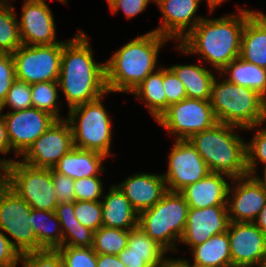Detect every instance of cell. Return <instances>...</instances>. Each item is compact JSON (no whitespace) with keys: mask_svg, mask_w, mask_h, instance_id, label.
Returning <instances> with one entry per match:
<instances>
[{"mask_svg":"<svg viewBox=\"0 0 266 267\" xmlns=\"http://www.w3.org/2000/svg\"><path fill=\"white\" fill-rule=\"evenodd\" d=\"M193 264L202 267H232L228 231L211 236L207 241L191 248Z\"/></svg>","mask_w":266,"mask_h":267,"instance_id":"cell-26","label":"cell"},{"mask_svg":"<svg viewBox=\"0 0 266 267\" xmlns=\"http://www.w3.org/2000/svg\"><path fill=\"white\" fill-rule=\"evenodd\" d=\"M239 57L246 62L266 68V32L251 18L244 25Z\"/></svg>","mask_w":266,"mask_h":267,"instance_id":"cell-30","label":"cell"},{"mask_svg":"<svg viewBox=\"0 0 266 267\" xmlns=\"http://www.w3.org/2000/svg\"><path fill=\"white\" fill-rule=\"evenodd\" d=\"M97 267H126L117 255L97 254Z\"/></svg>","mask_w":266,"mask_h":267,"instance_id":"cell-47","label":"cell"},{"mask_svg":"<svg viewBox=\"0 0 266 267\" xmlns=\"http://www.w3.org/2000/svg\"><path fill=\"white\" fill-rule=\"evenodd\" d=\"M103 226L131 230L138 225L139 213L117 185H112L101 200Z\"/></svg>","mask_w":266,"mask_h":267,"instance_id":"cell-24","label":"cell"},{"mask_svg":"<svg viewBox=\"0 0 266 267\" xmlns=\"http://www.w3.org/2000/svg\"><path fill=\"white\" fill-rule=\"evenodd\" d=\"M58 1H60V2H62V3H65V4H67L66 2H67V0H58Z\"/></svg>","mask_w":266,"mask_h":267,"instance_id":"cell-57","label":"cell"},{"mask_svg":"<svg viewBox=\"0 0 266 267\" xmlns=\"http://www.w3.org/2000/svg\"><path fill=\"white\" fill-rule=\"evenodd\" d=\"M253 223L266 234V202Z\"/></svg>","mask_w":266,"mask_h":267,"instance_id":"cell-51","label":"cell"},{"mask_svg":"<svg viewBox=\"0 0 266 267\" xmlns=\"http://www.w3.org/2000/svg\"><path fill=\"white\" fill-rule=\"evenodd\" d=\"M117 186L138 213L152 208L167 191L162 174L136 173Z\"/></svg>","mask_w":266,"mask_h":267,"instance_id":"cell-20","label":"cell"},{"mask_svg":"<svg viewBox=\"0 0 266 267\" xmlns=\"http://www.w3.org/2000/svg\"><path fill=\"white\" fill-rule=\"evenodd\" d=\"M21 254L12 245V239L0 229V267H16Z\"/></svg>","mask_w":266,"mask_h":267,"instance_id":"cell-44","label":"cell"},{"mask_svg":"<svg viewBox=\"0 0 266 267\" xmlns=\"http://www.w3.org/2000/svg\"><path fill=\"white\" fill-rule=\"evenodd\" d=\"M260 125L262 124L246 128V130H257L250 143H246L247 170L251 176L255 174L258 162H262L266 166V128L260 130L258 129Z\"/></svg>","mask_w":266,"mask_h":267,"instance_id":"cell-34","label":"cell"},{"mask_svg":"<svg viewBox=\"0 0 266 267\" xmlns=\"http://www.w3.org/2000/svg\"><path fill=\"white\" fill-rule=\"evenodd\" d=\"M112 1H114V0H107L108 5H109Z\"/></svg>","mask_w":266,"mask_h":267,"instance_id":"cell-58","label":"cell"},{"mask_svg":"<svg viewBox=\"0 0 266 267\" xmlns=\"http://www.w3.org/2000/svg\"><path fill=\"white\" fill-rule=\"evenodd\" d=\"M106 158L107 156L100 152L73 147L52 169L74 180L99 176L101 171L105 170L102 162Z\"/></svg>","mask_w":266,"mask_h":267,"instance_id":"cell-23","label":"cell"},{"mask_svg":"<svg viewBox=\"0 0 266 267\" xmlns=\"http://www.w3.org/2000/svg\"><path fill=\"white\" fill-rule=\"evenodd\" d=\"M202 0H155L162 21L161 26L152 30L170 40L180 42L205 17L196 16Z\"/></svg>","mask_w":266,"mask_h":267,"instance_id":"cell-18","label":"cell"},{"mask_svg":"<svg viewBox=\"0 0 266 267\" xmlns=\"http://www.w3.org/2000/svg\"><path fill=\"white\" fill-rule=\"evenodd\" d=\"M263 178L260 176H256V173L254 175H252L261 185L262 187L266 190V166L264 167L263 170Z\"/></svg>","mask_w":266,"mask_h":267,"instance_id":"cell-53","label":"cell"},{"mask_svg":"<svg viewBox=\"0 0 266 267\" xmlns=\"http://www.w3.org/2000/svg\"><path fill=\"white\" fill-rule=\"evenodd\" d=\"M189 205L180 192L166 191L152 208L139 213L138 226L167 252L184 234Z\"/></svg>","mask_w":266,"mask_h":267,"instance_id":"cell-6","label":"cell"},{"mask_svg":"<svg viewBox=\"0 0 266 267\" xmlns=\"http://www.w3.org/2000/svg\"><path fill=\"white\" fill-rule=\"evenodd\" d=\"M166 253L137 225L129 230L128 245L117 256L126 267H155Z\"/></svg>","mask_w":266,"mask_h":267,"instance_id":"cell-22","label":"cell"},{"mask_svg":"<svg viewBox=\"0 0 266 267\" xmlns=\"http://www.w3.org/2000/svg\"><path fill=\"white\" fill-rule=\"evenodd\" d=\"M10 143L7 137L6 124L3 117V114L0 110V153L7 154L10 153Z\"/></svg>","mask_w":266,"mask_h":267,"instance_id":"cell-48","label":"cell"},{"mask_svg":"<svg viewBox=\"0 0 266 267\" xmlns=\"http://www.w3.org/2000/svg\"><path fill=\"white\" fill-rule=\"evenodd\" d=\"M236 85L250 88L266 100V68L246 62L240 57L229 63L220 74Z\"/></svg>","mask_w":266,"mask_h":267,"instance_id":"cell-27","label":"cell"},{"mask_svg":"<svg viewBox=\"0 0 266 267\" xmlns=\"http://www.w3.org/2000/svg\"><path fill=\"white\" fill-rule=\"evenodd\" d=\"M156 122L175 135V140H188L218 123L210 101L188 97L171 104Z\"/></svg>","mask_w":266,"mask_h":267,"instance_id":"cell-11","label":"cell"},{"mask_svg":"<svg viewBox=\"0 0 266 267\" xmlns=\"http://www.w3.org/2000/svg\"><path fill=\"white\" fill-rule=\"evenodd\" d=\"M75 217L83 226L92 231L103 226L101 201H74Z\"/></svg>","mask_w":266,"mask_h":267,"instance_id":"cell-36","label":"cell"},{"mask_svg":"<svg viewBox=\"0 0 266 267\" xmlns=\"http://www.w3.org/2000/svg\"><path fill=\"white\" fill-rule=\"evenodd\" d=\"M229 223L227 205L189 208L185 231L180 242L191 249L204 243L211 236L226 232Z\"/></svg>","mask_w":266,"mask_h":267,"instance_id":"cell-19","label":"cell"},{"mask_svg":"<svg viewBox=\"0 0 266 267\" xmlns=\"http://www.w3.org/2000/svg\"><path fill=\"white\" fill-rule=\"evenodd\" d=\"M227 231L232 267H262L266 234L253 222H230Z\"/></svg>","mask_w":266,"mask_h":267,"instance_id":"cell-15","label":"cell"},{"mask_svg":"<svg viewBox=\"0 0 266 267\" xmlns=\"http://www.w3.org/2000/svg\"><path fill=\"white\" fill-rule=\"evenodd\" d=\"M11 150L21 157L57 120L35 107L3 114Z\"/></svg>","mask_w":266,"mask_h":267,"instance_id":"cell-13","label":"cell"},{"mask_svg":"<svg viewBox=\"0 0 266 267\" xmlns=\"http://www.w3.org/2000/svg\"><path fill=\"white\" fill-rule=\"evenodd\" d=\"M250 18L266 32V14L249 10Z\"/></svg>","mask_w":266,"mask_h":267,"instance_id":"cell-50","label":"cell"},{"mask_svg":"<svg viewBox=\"0 0 266 267\" xmlns=\"http://www.w3.org/2000/svg\"><path fill=\"white\" fill-rule=\"evenodd\" d=\"M30 224L42 250H57L63 246V232L55 211L31 209Z\"/></svg>","mask_w":266,"mask_h":267,"instance_id":"cell-29","label":"cell"},{"mask_svg":"<svg viewBox=\"0 0 266 267\" xmlns=\"http://www.w3.org/2000/svg\"><path fill=\"white\" fill-rule=\"evenodd\" d=\"M18 27L23 45H53L57 41L56 26L45 0H25Z\"/></svg>","mask_w":266,"mask_h":267,"instance_id":"cell-17","label":"cell"},{"mask_svg":"<svg viewBox=\"0 0 266 267\" xmlns=\"http://www.w3.org/2000/svg\"><path fill=\"white\" fill-rule=\"evenodd\" d=\"M187 267H202V266L195 265L187 260Z\"/></svg>","mask_w":266,"mask_h":267,"instance_id":"cell-55","label":"cell"},{"mask_svg":"<svg viewBox=\"0 0 266 267\" xmlns=\"http://www.w3.org/2000/svg\"><path fill=\"white\" fill-rule=\"evenodd\" d=\"M169 154L168 171L162 174L168 191L180 192L211 171L188 140H175Z\"/></svg>","mask_w":266,"mask_h":267,"instance_id":"cell-12","label":"cell"},{"mask_svg":"<svg viewBox=\"0 0 266 267\" xmlns=\"http://www.w3.org/2000/svg\"><path fill=\"white\" fill-rule=\"evenodd\" d=\"M236 127L218 122L188 139L211 172L223 173L231 178L249 175L246 142L234 133Z\"/></svg>","mask_w":266,"mask_h":267,"instance_id":"cell-4","label":"cell"},{"mask_svg":"<svg viewBox=\"0 0 266 267\" xmlns=\"http://www.w3.org/2000/svg\"><path fill=\"white\" fill-rule=\"evenodd\" d=\"M168 39L149 31L129 41L105 62L108 92L131 93L150 73L156 70L158 53Z\"/></svg>","mask_w":266,"mask_h":267,"instance_id":"cell-3","label":"cell"},{"mask_svg":"<svg viewBox=\"0 0 266 267\" xmlns=\"http://www.w3.org/2000/svg\"><path fill=\"white\" fill-rule=\"evenodd\" d=\"M57 251L63 267H97V253L92 247L61 246Z\"/></svg>","mask_w":266,"mask_h":267,"instance_id":"cell-35","label":"cell"},{"mask_svg":"<svg viewBox=\"0 0 266 267\" xmlns=\"http://www.w3.org/2000/svg\"><path fill=\"white\" fill-rule=\"evenodd\" d=\"M8 1H0V54H13L21 45L17 13Z\"/></svg>","mask_w":266,"mask_h":267,"instance_id":"cell-31","label":"cell"},{"mask_svg":"<svg viewBox=\"0 0 266 267\" xmlns=\"http://www.w3.org/2000/svg\"><path fill=\"white\" fill-rule=\"evenodd\" d=\"M63 41L53 45H21L13 54L16 79L28 84L58 81Z\"/></svg>","mask_w":266,"mask_h":267,"instance_id":"cell-10","label":"cell"},{"mask_svg":"<svg viewBox=\"0 0 266 267\" xmlns=\"http://www.w3.org/2000/svg\"><path fill=\"white\" fill-rule=\"evenodd\" d=\"M155 267H187V259L162 258Z\"/></svg>","mask_w":266,"mask_h":267,"instance_id":"cell-49","label":"cell"},{"mask_svg":"<svg viewBox=\"0 0 266 267\" xmlns=\"http://www.w3.org/2000/svg\"><path fill=\"white\" fill-rule=\"evenodd\" d=\"M58 89V81L31 84L32 107L51 114L57 120L65 119L60 115Z\"/></svg>","mask_w":266,"mask_h":267,"instance_id":"cell-33","label":"cell"},{"mask_svg":"<svg viewBox=\"0 0 266 267\" xmlns=\"http://www.w3.org/2000/svg\"><path fill=\"white\" fill-rule=\"evenodd\" d=\"M262 267H266V257H265V259H264V262H263Z\"/></svg>","mask_w":266,"mask_h":267,"instance_id":"cell-56","label":"cell"},{"mask_svg":"<svg viewBox=\"0 0 266 267\" xmlns=\"http://www.w3.org/2000/svg\"><path fill=\"white\" fill-rule=\"evenodd\" d=\"M99 97L68 110L65 118L71 127L75 148L110 156L112 120Z\"/></svg>","mask_w":266,"mask_h":267,"instance_id":"cell-8","label":"cell"},{"mask_svg":"<svg viewBox=\"0 0 266 267\" xmlns=\"http://www.w3.org/2000/svg\"><path fill=\"white\" fill-rule=\"evenodd\" d=\"M6 106L11 108L12 111H20L31 108V85L16 79L8 91L5 101L0 106V110H4V107Z\"/></svg>","mask_w":266,"mask_h":267,"instance_id":"cell-37","label":"cell"},{"mask_svg":"<svg viewBox=\"0 0 266 267\" xmlns=\"http://www.w3.org/2000/svg\"><path fill=\"white\" fill-rule=\"evenodd\" d=\"M144 104L157 121L167 110L166 94L163 88V67L150 73L132 92Z\"/></svg>","mask_w":266,"mask_h":267,"instance_id":"cell-28","label":"cell"},{"mask_svg":"<svg viewBox=\"0 0 266 267\" xmlns=\"http://www.w3.org/2000/svg\"><path fill=\"white\" fill-rule=\"evenodd\" d=\"M3 169L4 167L0 164V183L3 181Z\"/></svg>","mask_w":266,"mask_h":267,"instance_id":"cell-54","label":"cell"},{"mask_svg":"<svg viewBox=\"0 0 266 267\" xmlns=\"http://www.w3.org/2000/svg\"><path fill=\"white\" fill-rule=\"evenodd\" d=\"M3 181L22 197L32 209L55 211L58 200L52 169L39 168L16 160L0 159Z\"/></svg>","mask_w":266,"mask_h":267,"instance_id":"cell-7","label":"cell"},{"mask_svg":"<svg viewBox=\"0 0 266 267\" xmlns=\"http://www.w3.org/2000/svg\"><path fill=\"white\" fill-rule=\"evenodd\" d=\"M163 88L166 94L167 109L187 97L184 85L169 69L163 67Z\"/></svg>","mask_w":266,"mask_h":267,"instance_id":"cell-41","label":"cell"},{"mask_svg":"<svg viewBox=\"0 0 266 267\" xmlns=\"http://www.w3.org/2000/svg\"><path fill=\"white\" fill-rule=\"evenodd\" d=\"M16 80L12 54H0V106L5 101L8 91Z\"/></svg>","mask_w":266,"mask_h":267,"instance_id":"cell-42","label":"cell"},{"mask_svg":"<svg viewBox=\"0 0 266 267\" xmlns=\"http://www.w3.org/2000/svg\"><path fill=\"white\" fill-rule=\"evenodd\" d=\"M73 145L72 130L66 119L56 120L21 156L28 165L52 169Z\"/></svg>","mask_w":266,"mask_h":267,"instance_id":"cell-14","label":"cell"},{"mask_svg":"<svg viewBox=\"0 0 266 267\" xmlns=\"http://www.w3.org/2000/svg\"><path fill=\"white\" fill-rule=\"evenodd\" d=\"M88 39L85 32L79 30L75 37L63 42L58 84L67 100L68 109L109 93L105 63L95 62Z\"/></svg>","mask_w":266,"mask_h":267,"instance_id":"cell-1","label":"cell"},{"mask_svg":"<svg viewBox=\"0 0 266 267\" xmlns=\"http://www.w3.org/2000/svg\"><path fill=\"white\" fill-rule=\"evenodd\" d=\"M63 232V246L92 247L94 231L83 226L61 227Z\"/></svg>","mask_w":266,"mask_h":267,"instance_id":"cell-40","label":"cell"},{"mask_svg":"<svg viewBox=\"0 0 266 267\" xmlns=\"http://www.w3.org/2000/svg\"><path fill=\"white\" fill-rule=\"evenodd\" d=\"M211 107L218 122L246 129L266 122V100L250 88L215 77Z\"/></svg>","mask_w":266,"mask_h":267,"instance_id":"cell-5","label":"cell"},{"mask_svg":"<svg viewBox=\"0 0 266 267\" xmlns=\"http://www.w3.org/2000/svg\"><path fill=\"white\" fill-rule=\"evenodd\" d=\"M226 0H207L208 6L209 7V13H212L215 8L218 7V5L222 4Z\"/></svg>","mask_w":266,"mask_h":267,"instance_id":"cell-52","label":"cell"},{"mask_svg":"<svg viewBox=\"0 0 266 267\" xmlns=\"http://www.w3.org/2000/svg\"><path fill=\"white\" fill-rule=\"evenodd\" d=\"M99 176L85 177L74 180V193L79 201H101L103 183Z\"/></svg>","mask_w":266,"mask_h":267,"instance_id":"cell-39","label":"cell"},{"mask_svg":"<svg viewBox=\"0 0 266 267\" xmlns=\"http://www.w3.org/2000/svg\"><path fill=\"white\" fill-rule=\"evenodd\" d=\"M129 230L102 226L94 232L93 250L97 254L118 255L128 245Z\"/></svg>","mask_w":266,"mask_h":267,"instance_id":"cell-32","label":"cell"},{"mask_svg":"<svg viewBox=\"0 0 266 267\" xmlns=\"http://www.w3.org/2000/svg\"><path fill=\"white\" fill-rule=\"evenodd\" d=\"M232 178L223 173L210 172L201 180L186 186L180 191L189 208H206L214 205H227L229 183Z\"/></svg>","mask_w":266,"mask_h":267,"instance_id":"cell-21","label":"cell"},{"mask_svg":"<svg viewBox=\"0 0 266 267\" xmlns=\"http://www.w3.org/2000/svg\"><path fill=\"white\" fill-rule=\"evenodd\" d=\"M52 180L58 203H71L76 200L74 193V179L55 172L52 169Z\"/></svg>","mask_w":266,"mask_h":267,"instance_id":"cell-43","label":"cell"},{"mask_svg":"<svg viewBox=\"0 0 266 267\" xmlns=\"http://www.w3.org/2000/svg\"><path fill=\"white\" fill-rule=\"evenodd\" d=\"M31 207L4 181L0 183V229L20 254L41 251L31 222Z\"/></svg>","mask_w":266,"mask_h":267,"instance_id":"cell-9","label":"cell"},{"mask_svg":"<svg viewBox=\"0 0 266 267\" xmlns=\"http://www.w3.org/2000/svg\"><path fill=\"white\" fill-rule=\"evenodd\" d=\"M169 69L184 85L188 98L210 100L215 75L200 65H172Z\"/></svg>","mask_w":266,"mask_h":267,"instance_id":"cell-25","label":"cell"},{"mask_svg":"<svg viewBox=\"0 0 266 267\" xmlns=\"http://www.w3.org/2000/svg\"><path fill=\"white\" fill-rule=\"evenodd\" d=\"M149 2H155V0H114L109 4V7L113 14L121 9L126 18L130 19L143 12Z\"/></svg>","mask_w":266,"mask_h":267,"instance_id":"cell-45","label":"cell"},{"mask_svg":"<svg viewBox=\"0 0 266 267\" xmlns=\"http://www.w3.org/2000/svg\"><path fill=\"white\" fill-rule=\"evenodd\" d=\"M231 183L227 196L229 221L254 222L265 205L266 190L251 175L232 178Z\"/></svg>","mask_w":266,"mask_h":267,"instance_id":"cell-16","label":"cell"},{"mask_svg":"<svg viewBox=\"0 0 266 267\" xmlns=\"http://www.w3.org/2000/svg\"><path fill=\"white\" fill-rule=\"evenodd\" d=\"M55 214L59 219L61 227L79 226V221L75 217L74 202L58 203Z\"/></svg>","mask_w":266,"mask_h":267,"instance_id":"cell-46","label":"cell"},{"mask_svg":"<svg viewBox=\"0 0 266 267\" xmlns=\"http://www.w3.org/2000/svg\"><path fill=\"white\" fill-rule=\"evenodd\" d=\"M235 15L203 18L180 41L177 49L182 54H199L219 73L240 56L241 38L245 22L250 18L248 9L238 8Z\"/></svg>","mask_w":266,"mask_h":267,"instance_id":"cell-2","label":"cell"},{"mask_svg":"<svg viewBox=\"0 0 266 267\" xmlns=\"http://www.w3.org/2000/svg\"><path fill=\"white\" fill-rule=\"evenodd\" d=\"M22 267H63V261L57 250L31 251L21 254Z\"/></svg>","mask_w":266,"mask_h":267,"instance_id":"cell-38","label":"cell"}]
</instances>
